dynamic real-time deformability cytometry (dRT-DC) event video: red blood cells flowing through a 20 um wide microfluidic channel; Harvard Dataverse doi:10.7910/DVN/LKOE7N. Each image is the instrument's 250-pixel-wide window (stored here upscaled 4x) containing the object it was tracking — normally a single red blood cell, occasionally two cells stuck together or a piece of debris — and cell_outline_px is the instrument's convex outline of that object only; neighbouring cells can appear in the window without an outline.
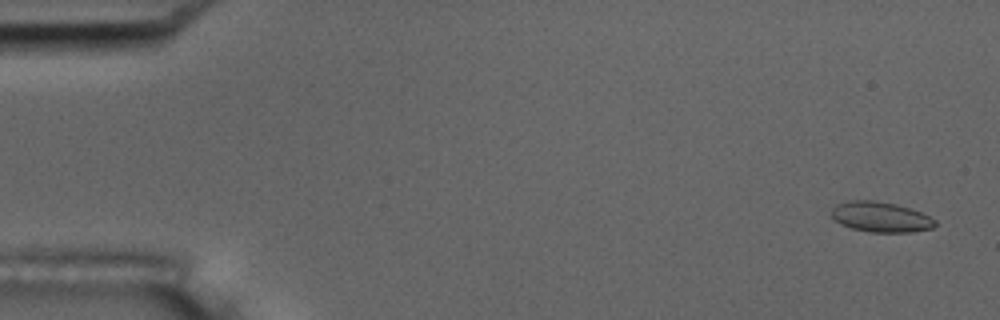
{"species": "common noctule bat (a hibernating species)", "species_latin": "Nyctalus noctula", "temperature_condition": "room temperature", "stored_images_in_passage": 57, "camera_frame_rate_fps": 3000, "um_per_image_px": 0.085, "animal": {"sex": "male", "body_mass_g": 17.5, "forearm_length_mm": 52.3}, "frame": {"image": 1, "passage_image": 3, "time_ms": 0.667, "image_size_px": [1000, 320], "cell_outline_px": [[936, 224], [932, 228], [912, 232], [868, 232], [852, 228], [840, 224], [832, 216], [832, 208], [836, 204], [848, 200], [872, 200], [896, 204], [920, 212], [936, 220]], "centroid_in_image_um": [74.84, 18.44], "position_along_channel_um": 10.2, "area_um2": 18.21}}
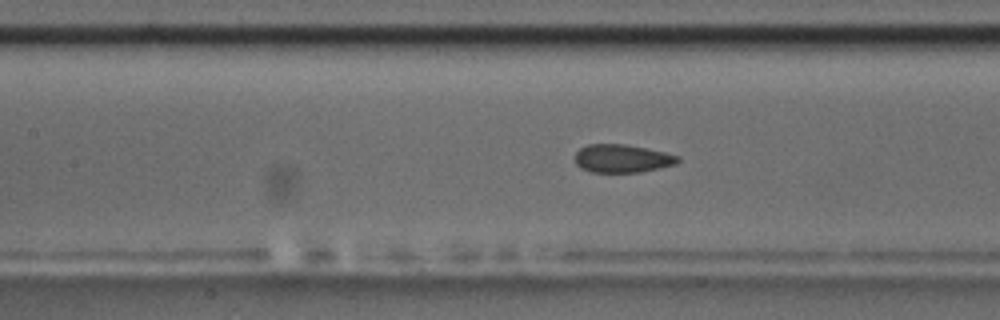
{"frame": {"image": 2, "passage_image": 26, "time_ms": 8.333, "image_size_px": [1000, 320], "cell_outline_px": [[680, 160], [676, 164], [660, 168], [640, 172], [592, 172], [580, 168], [576, 164], [576, 152], [580, 148], [588, 144], [624, 144], [664, 152], [680, 156]], "centroid_in_image_um": [52.89, 13.47], "position_along_channel_um": 154.5, "area_um2": 16.82}}
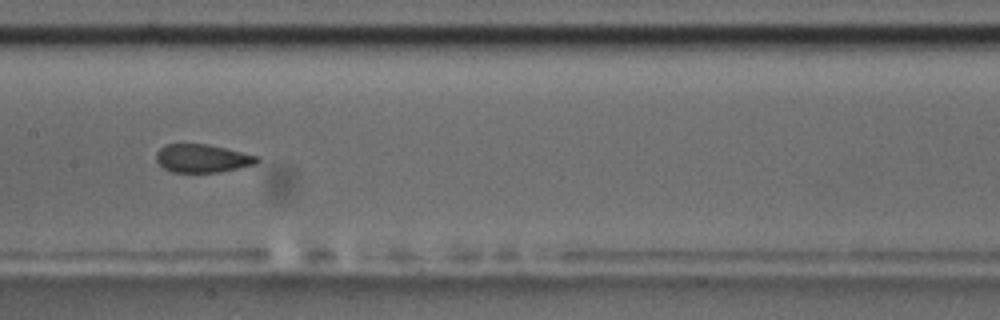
{"frame": {"image": 3, "passage_image": 29, "time_ms": 9.333, "image_size_px": [1000, 320], "cell_outline_px": [[260, 160], [256, 164], [220, 172], [172, 172], [164, 168], [156, 160], [156, 152], [164, 144], [208, 144], [260, 156]], "centroid_in_image_um": [17.21, 13.45], "position_along_channel_um": 190.2, "area_um2": 16.65}, "authors_computed_cell_mechanics": {"area_um2": 17.6868, "velocity_mm_per_s": 3.5994, "shape_relaxation_time_tau1_ms": 6.3965, "shape_relaxation_time_tau2_ms": null, "deformation_change_tau1": 0.1191, "deformation_change_tau2": null}}